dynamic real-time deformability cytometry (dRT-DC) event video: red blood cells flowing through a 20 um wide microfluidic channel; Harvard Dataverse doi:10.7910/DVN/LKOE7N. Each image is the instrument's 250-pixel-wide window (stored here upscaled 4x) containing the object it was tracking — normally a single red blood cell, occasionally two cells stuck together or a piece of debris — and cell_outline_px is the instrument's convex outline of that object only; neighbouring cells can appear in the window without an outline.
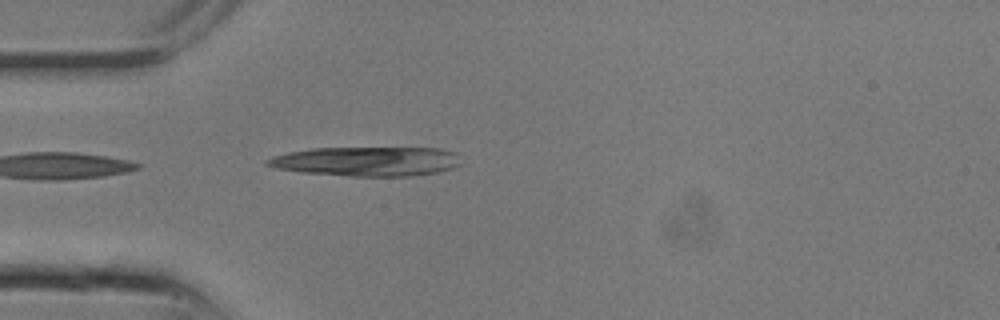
{"species": "common noctule bat (a hibernating species)", "species_latin": "Nyctalus noctula", "temperature_condition": "room temperature", "stored_images_in_passage": 6, "camera_frame_rate_fps": 3000, "um_per_image_px": 0.085, "animal": {"sex": "male", "body_mass_g": 13.3}, "frame": {"image": 1, "passage_image": 6, "time_ms": 1.667, "image_size_px": [1000, 320], "cell_outline_px": [[464, 164], [440, 172], [412, 176], [348, 176], [304, 172], [276, 168], [264, 164], [264, 160], [272, 156], [288, 152], [312, 148], [440, 148], [456, 152]], "centroid_in_image_um": [31.23, 13.71], "position_along_channel_um": 53.8, "area_um2": 33.52}}